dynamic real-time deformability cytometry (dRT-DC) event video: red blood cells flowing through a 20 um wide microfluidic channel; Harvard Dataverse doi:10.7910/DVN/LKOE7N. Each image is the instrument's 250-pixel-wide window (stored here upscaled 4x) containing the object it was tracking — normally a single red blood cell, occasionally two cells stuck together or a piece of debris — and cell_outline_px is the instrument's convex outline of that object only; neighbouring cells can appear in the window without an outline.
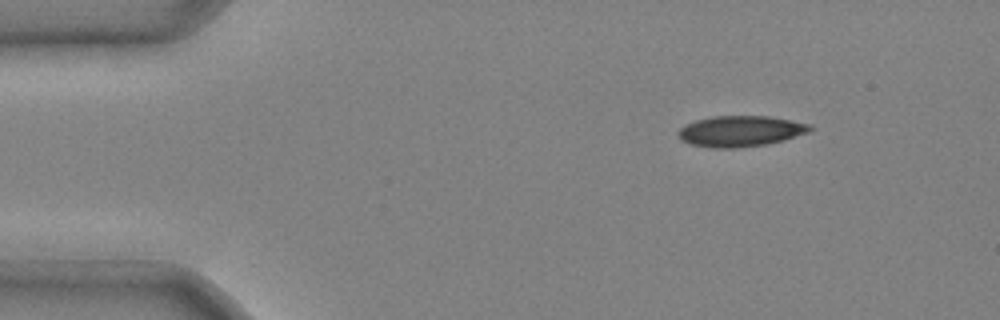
{"species": "common noctule bat (a hibernating species)", "species_latin": "Nyctalus noctula", "temperature_condition": "cold", "stored_images_in_passage": 3, "camera_frame_rate_fps": 3000, "um_per_image_px": 0.085, "animal": {"sex": "male", "body_mass_g": 20.4}, "frame": {"image": 1, "passage_image": 1, "time_ms": 0.0, "image_size_px": [1000, 320], "cell_outline_px": [[816, 128], [808, 132], [784, 140], [768, 144], [736, 148], [712, 148], [688, 144], [680, 140], [676, 132], [680, 128], [696, 120], [712, 116], [768, 116], [812, 124]], "centroid_in_image_um": [62.94, 11.15], "position_along_channel_um": 22.1, "area_um2": 23.93}}
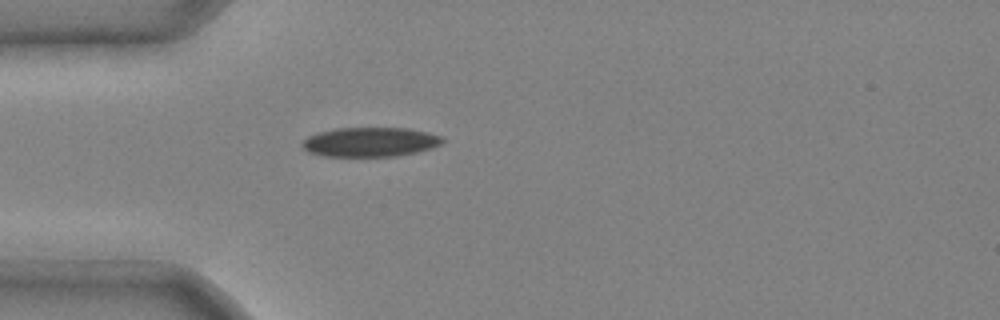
{"frame": {"image": 2, "passage_image": 3, "time_ms": 0.667, "image_size_px": [1000, 320], "cell_outline_px": [[444, 140], [440, 144], [432, 148], [416, 152], [396, 156], [324, 156], [308, 152], [300, 144], [308, 136], [316, 132], [336, 128], [408, 128], [428, 132], [440, 136]], "centroid_in_image_um": [31.44, 12.06], "position_along_channel_um": 53.6, "area_um2": 24.04}}